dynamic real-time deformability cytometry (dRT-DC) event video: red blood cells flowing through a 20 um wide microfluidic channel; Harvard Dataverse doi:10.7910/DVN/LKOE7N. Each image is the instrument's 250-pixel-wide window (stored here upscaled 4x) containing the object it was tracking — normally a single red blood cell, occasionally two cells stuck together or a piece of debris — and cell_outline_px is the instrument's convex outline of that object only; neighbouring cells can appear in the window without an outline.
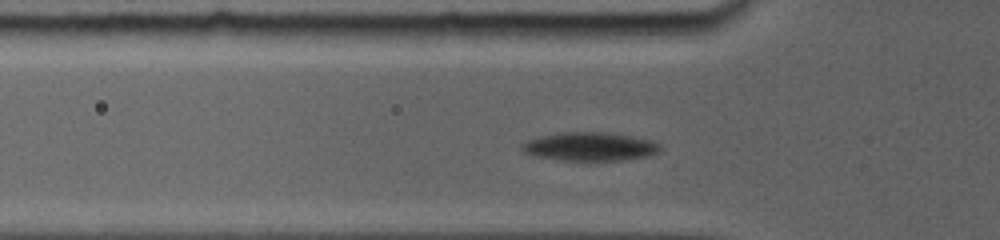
{"species": "common noctule bat (a hibernating species)", "species_latin": "Nyctalus noctula", "temperature_condition": "room temperature", "stored_images_in_passage": 34, "camera_frame_rate_fps": 5000, "um_per_image_px": 0.085, "animal": {"sex": "female", "body_mass_g": 19.0, "forearm_length_mm": 56.7}, "frame": {"image": 1, "passage_image": 2, "time_ms": 0.4, "image_size_px": [1000, 240], "cell_outline_px": [[660, 152], [652, 156], [620, 160], [560, 160], [532, 156], [524, 152], [520, 148], [520, 144], [528, 140], [540, 136], [560, 132], [604, 132], [632, 136], [652, 140], [660, 144]], "centroid_in_image_um": [50.14, 12.46], "position_along_channel_um": 75.7, "area_um2": 23.24}}
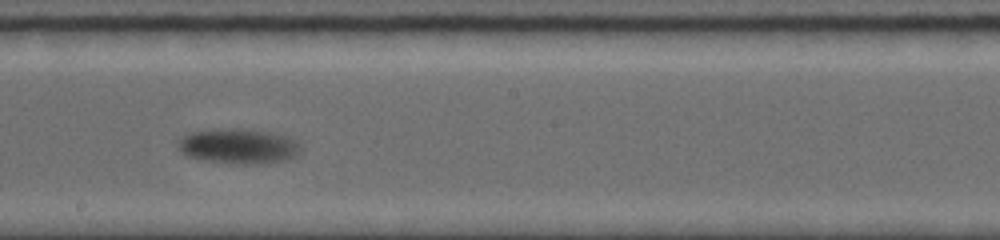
{"frame": {"image": 2, "passage_image": 14, "time_ms": 4.8, "image_size_px": [1000, 240], "cell_outline_px": [[300, 152], [296, 156], [284, 160], [256, 164], [236, 164], [208, 160], [188, 156], [180, 152], [176, 144], [184, 136], [192, 132], [228, 128], [240, 128], [268, 132], [284, 136], [296, 140], [300, 148]], "centroid_in_image_um": [20.27, 12.43], "position_along_channel_um": 227.9, "area_um2": 24.74}}
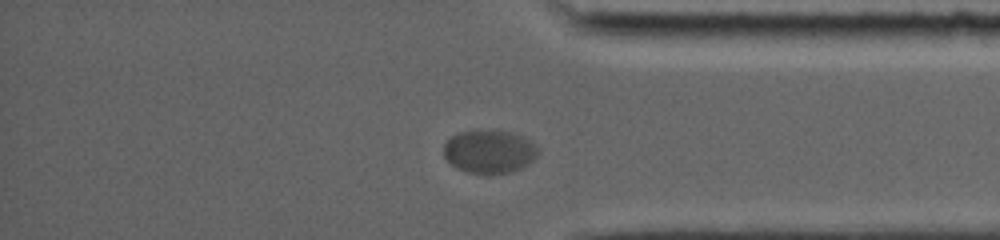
{"frame": {"image": 3, "passage_image": 27, "time_ms": 9.6, "image_size_px": [1000, 240], "cell_outline_px": [[540, 148], [536, 156], [528, 164], [512, 172], [468, 172], [456, 168], [444, 156], [444, 144], [452, 136], [460, 132], [480, 128], [496, 128], [512, 132], [528, 140]], "centroid_in_image_um": [41.59, 12.82], "position_along_channel_um": 393.6, "area_um2": 23.87}, "authors_computed_cell_mechanics": {"area_um2": 24.2182, "velocity_mm_per_s": 3.4675, "shape_relaxation_time_tau1_ms": 2.7892, "shape_relaxation_time_tau2_ms": null, "deformation_change_tau1": 0.1085, "deformation_change_tau2": null}}